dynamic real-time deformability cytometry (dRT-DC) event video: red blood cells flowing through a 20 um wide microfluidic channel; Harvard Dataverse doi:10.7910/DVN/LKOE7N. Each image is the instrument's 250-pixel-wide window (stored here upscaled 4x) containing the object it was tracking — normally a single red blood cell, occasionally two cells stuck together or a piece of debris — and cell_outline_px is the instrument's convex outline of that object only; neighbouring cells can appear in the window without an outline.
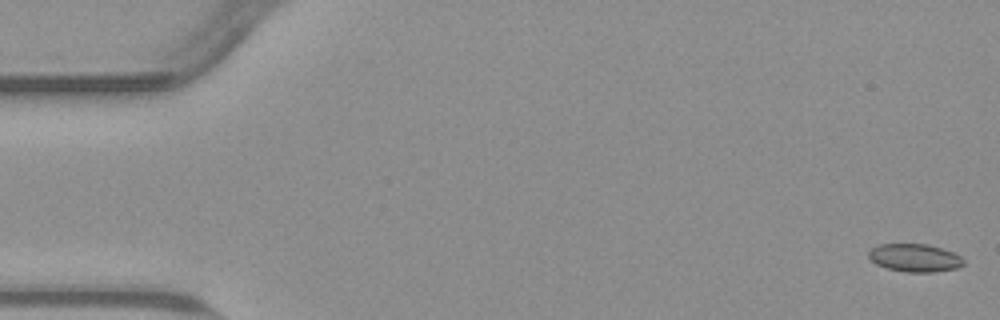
{"species": "common noctule bat (a hibernating species)", "species_latin": "Nyctalus noctula", "temperature_condition": "warm", "stored_images_in_passage": 55, "camera_frame_rate_fps": 3000, "um_per_image_px": 0.085, "animal": {"sex": "male", "body_mass_g": 23.1, "forearm_length_mm": 52.7}, "frame": {"image": 1, "passage_image": 1, "time_ms": 0.0, "image_size_px": [1000, 320], "cell_outline_px": [[964, 264], [956, 268], [932, 272], [908, 272], [888, 268], [876, 264], [868, 256], [868, 252], [872, 248], [880, 244], [928, 244], [952, 252], [960, 256], [964, 260]], "centroid_in_image_um": [77.75, 21.91], "position_along_channel_um": 7.3, "area_um2": 15.26}}
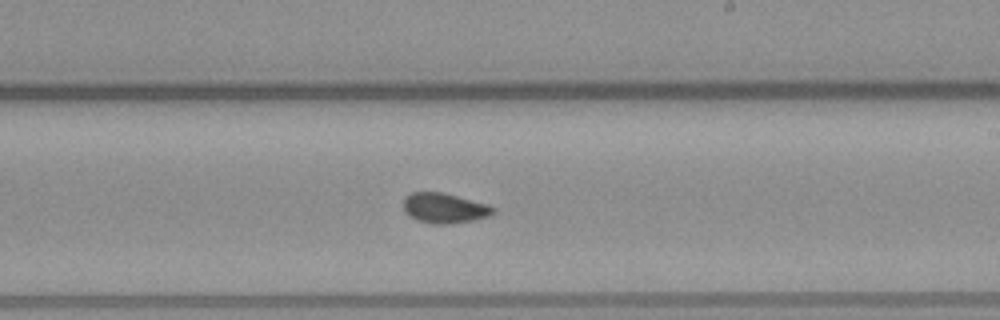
{"frame": {"image": 2, "passage_image": 32, "time_ms": 10.333, "image_size_px": [1000, 320], "cell_outline_px": [[496, 212], [488, 216], [472, 220], [448, 224], [432, 224], [416, 220], [408, 216], [404, 212], [404, 196], [412, 192], [444, 192], [488, 204], [496, 208]], "centroid_in_image_um": [37.76, 17.68], "position_along_channel_um": 251.2, "area_um2": 15.95}}
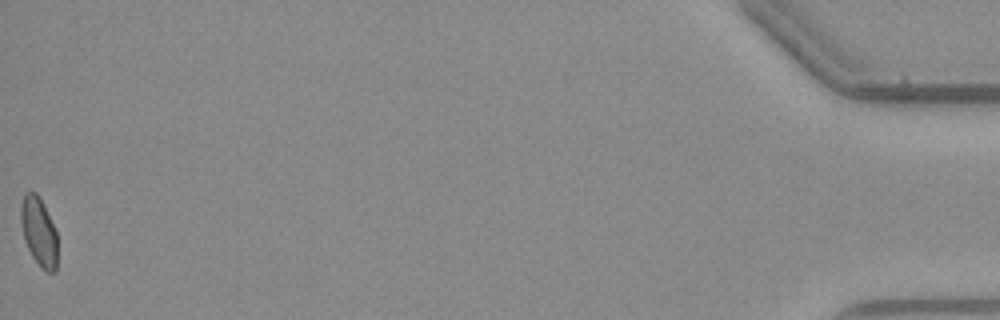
{"frame": {"image": 3, "passage_image": 55, "time_ms": 18.0, "image_size_px": [1000, 320], "cell_outline_px": [[56, 272], [44, 272], [32, 256], [24, 240], [20, 220], [20, 204], [24, 192], [36, 192], [56, 232]], "centroid_in_image_um": [3.26, 19.71], "position_along_channel_um": 431.9, "area_um2": 14.45}, "authors_computed_cell_mechanics": {"area_um2": 15.4904, "velocity_mm_per_s": 3.78, "shape_relaxation_time_tau1_ms": null, "shape_relaxation_time_tau2_ms": 1.2472, "deformation_change_tau1": null, "deformation_change_tau2": 0.0463}}